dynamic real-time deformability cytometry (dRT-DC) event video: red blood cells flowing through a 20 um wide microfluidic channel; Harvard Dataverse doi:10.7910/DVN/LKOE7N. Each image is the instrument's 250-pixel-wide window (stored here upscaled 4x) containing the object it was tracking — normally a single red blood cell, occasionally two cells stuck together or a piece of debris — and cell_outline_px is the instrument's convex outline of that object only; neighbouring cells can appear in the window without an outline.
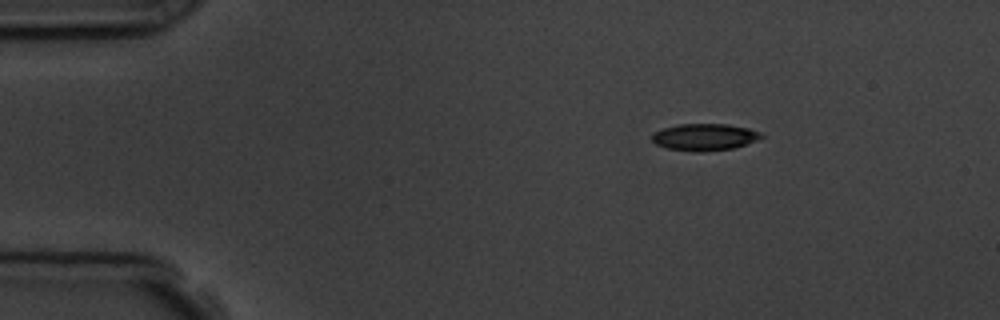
{"species": "common noctule bat (a hibernating species)", "species_latin": "Nyctalus noctula", "temperature_condition": "room temperature", "stored_images_in_passage": 3, "camera_frame_rate_fps": 3000, "um_per_image_px": 0.085, "animal": {"sex": "male", "body_mass_g": 19.5, "forearm_length_mm": 54.6}, "frame": {"image": 1, "passage_image": 1, "time_ms": 0.0, "image_size_px": [1000, 320], "cell_outline_px": [[764, 136], [756, 140], [732, 148], [704, 152], [696, 152], [668, 148], [656, 144], [652, 140], [652, 132], [676, 124], [728, 124], [748, 128], [760, 132]], "centroid_in_image_um": [59.86, 11.64], "position_along_channel_um": 25.1, "area_um2": 17.05}}